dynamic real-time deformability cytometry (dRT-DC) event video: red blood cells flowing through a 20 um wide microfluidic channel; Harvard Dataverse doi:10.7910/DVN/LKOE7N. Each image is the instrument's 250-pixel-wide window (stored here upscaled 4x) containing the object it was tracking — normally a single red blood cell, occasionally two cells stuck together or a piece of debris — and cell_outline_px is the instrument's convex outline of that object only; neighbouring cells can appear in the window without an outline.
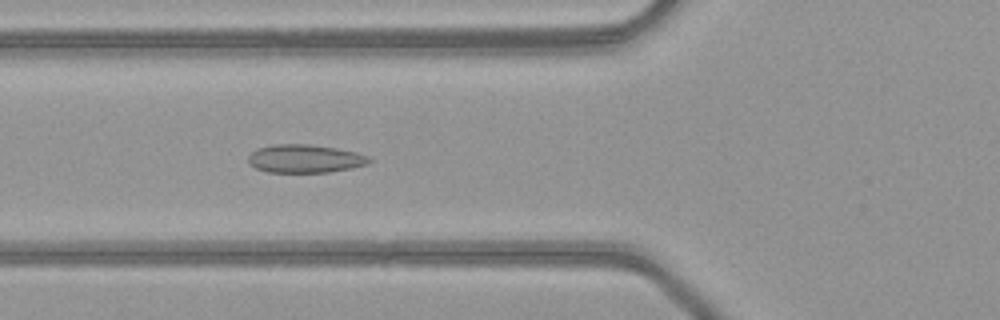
{"species": "common noctule bat (a hibernating species)", "species_latin": "Nyctalus noctula", "temperature_condition": "warm", "stored_images_in_passage": 49, "camera_frame_rate_fps": 3000, "um_per_image_px": 0.085, "animal": {"sex": "female", "body_mass_g": 21.9}, "frame": {"image": 1, "passage_image": 18, "time_ms": 5.667, "image_size_px": [1000, 320], "cell_outline_px": [[372, 160], [368, 164], [352, 168], [328, 172], [268, 172], [256, 168], [248, 160], [248, 156], [256, 148], [272, 144], [308, 144], [336, 148], [356, 152], [372, 156]], "centroid_in_image_um": [25.96, 13.48], "position_along_channel_um": 99.8, "area_um2": 20.0}}
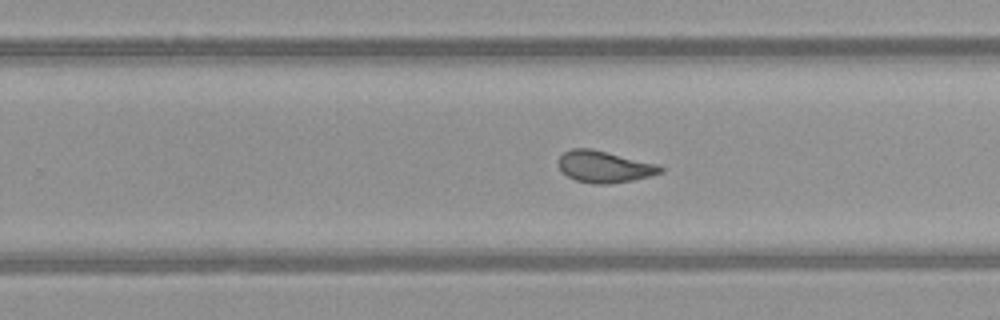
{"frame": {"image": 2, "passage_image": 31, "time_ms": 10.0, "image_size_px": [1000, 320], "cell_outline_px": [[664, 172], [652, 176], [632, 180], [608, 184], [596, 184], [576, 180], [568, 176], [556, 164], [560, 156], [564, 152], [572, 148], [592, 148], [660, 164], [664, 168]], "centroid_in_image_um": [51.41, 14.16], "position_along_channel_um": 278.4, "area_um2": 19.07}}
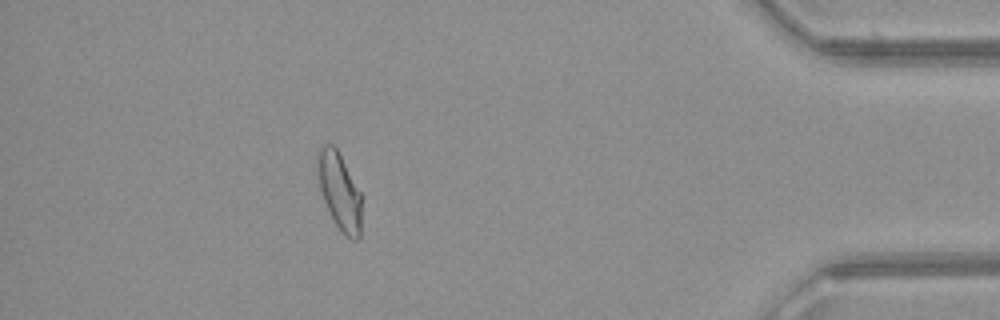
{"frame": {"image": 3, "passage_image": 44, "time_ms": 14.333, "image_size_px": [1000, 320], "cell_outline_px": [[360, 240], [352, 240], [344, 236], [336, 224], [320, 192], [316, 172], [316, 152], [324, 144], [332, 144], [336, 148], [360, 192]], "centroid_in_image_um": [28.81, 16.24], "position_along_channel_um": 406.4, "area_um2": 19.65}, "authors_computed_cell_mechanics": {"area_um2": 19.9988, "velocity_mm_per_s": 4.1058, "shape_relaxation_time_tau1_ms": null, "shape_relaxation_time_tau2_ms": 1.3182, "deformation_change_tau1": null, "deformation_change_tau2": 0.0546}}